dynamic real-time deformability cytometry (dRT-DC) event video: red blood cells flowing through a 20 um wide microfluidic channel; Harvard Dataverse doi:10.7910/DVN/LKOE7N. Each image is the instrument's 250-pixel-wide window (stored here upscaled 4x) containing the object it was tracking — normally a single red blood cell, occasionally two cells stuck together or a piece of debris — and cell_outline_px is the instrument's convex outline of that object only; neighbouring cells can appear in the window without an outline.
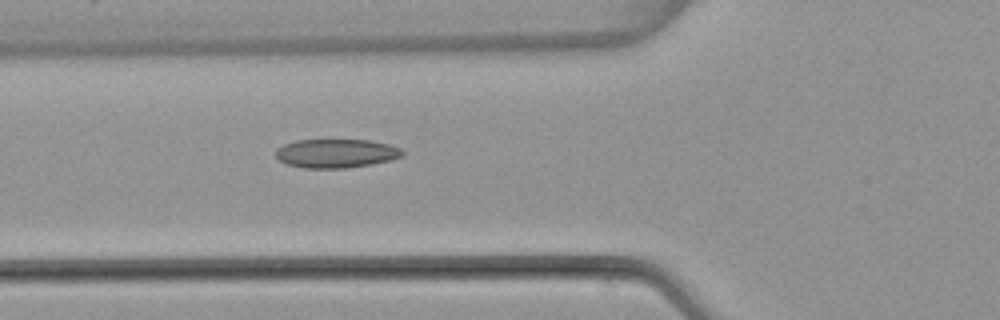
{"species": "common noctule bat (a hibernating species)", "species_latin": "Nyctalus noctula", "temperature_condition": "warm", "stored_images_in_passage": 6, "camera_frame_rate_fps": 3000, "um_per_image_px": 0.085, "animal": {"sex": "female", "body_mass_g": 22.7, "forearm_length_mm": 54.2}, "frame": {"image": 1, "passage_image": 6, "time_ms": 6.0, "image_size_px": [1000, 320], "cell_outline_px": [[404, 152], [400, 156], [388, 160], [372, 164], [348, 168], [304, 168], [288, 164], [280, 160], [276, 156], [276, 148], [284, 144], [296, 140], [372, 140], [388, 144], [400, 148]], "centroid_in_image_um": [28.55, 13.03], "position_along_channel_um": 97.2, "area_um2": 21.15}}